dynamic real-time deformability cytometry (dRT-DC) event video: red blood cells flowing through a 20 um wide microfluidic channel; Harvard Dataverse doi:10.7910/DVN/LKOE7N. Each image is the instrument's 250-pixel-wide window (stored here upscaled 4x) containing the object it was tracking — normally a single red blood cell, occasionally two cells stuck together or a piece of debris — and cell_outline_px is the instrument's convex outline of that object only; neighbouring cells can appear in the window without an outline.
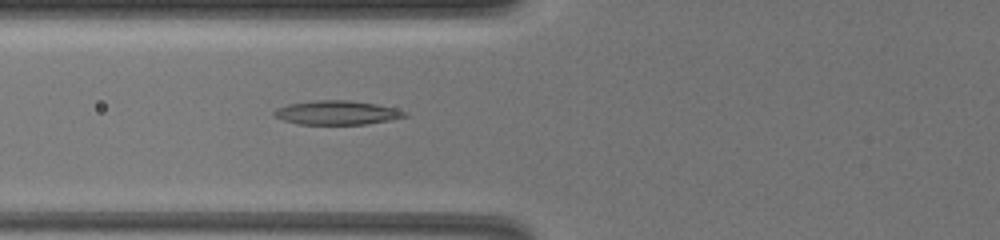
{"species": "common noctule bat (a hibernating species)", "species_latin": "Nyctalus noctula", "temperature_condition": "warm", "stored_images_in_passage": 47, "camera_frame_rate_fps": 3000, "um_per_image_px": 0.085, "animal": {"sex": "female", "body_mass_g": 19.5, "forearm_length_mm": 54.1}, "frame": {"image": 1, "passage_image": 23, "time_ms": 7.333, "image_size_px": [1000, 240], "cell_outline_px": [[408, 116], [388, 120], [364, 124], [300, 124], [284, 120], [272, 116], [272, 112], [276, 108], [288, 104], [320, 100], [348, 100], [376, 104], [396, 108], [408, 112]], "centroid_in_image_um": [28.63, 9.57], "position_along_channel_um": 97.2, "area_um2": 18.21}}
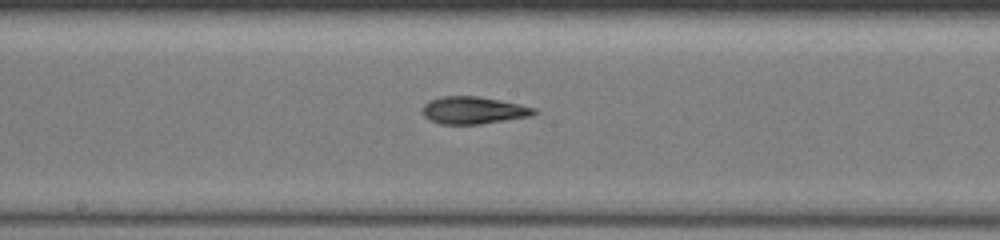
{"frame": {"image": 2, "passage_image": 33, "time_ms": 10.667, "image_size_px": [1000, 240], "cell_outline_px": [[536, 112], [532, 116], [480, 124], [440, 124], [424, 116], [424, 104], [428, 100], [440, 96], [476, 96], [520, 104], [536, 108]], "centroid_in_image_um": [40.25, 9.37], "position_along_channel_um": 208.0, "area_um2": 17.63}}
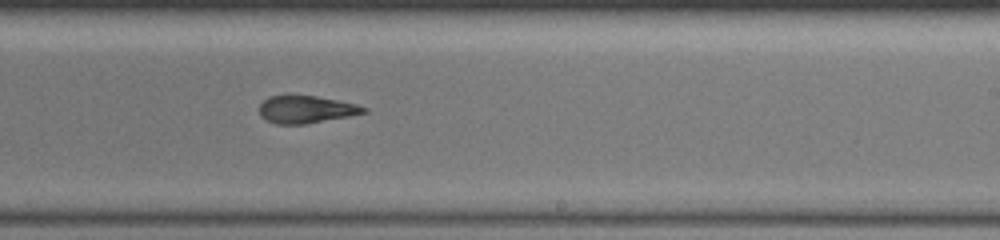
{"frame": {"image": 3, "passage_image": 38, "time_ms": 12.333, "image_size_px": [1000, 240], "cell_outline_px": [[368, 112], [348, 116], [304, 124], [276, 124], [260, 116], [260, 104], [268, 96], [316, 96], [356, 104], [368, 108]], "centroid_in_image_um": [26.02, 9.3], "position_along_channel_um": 263.0, "area_um2": 16.42}}